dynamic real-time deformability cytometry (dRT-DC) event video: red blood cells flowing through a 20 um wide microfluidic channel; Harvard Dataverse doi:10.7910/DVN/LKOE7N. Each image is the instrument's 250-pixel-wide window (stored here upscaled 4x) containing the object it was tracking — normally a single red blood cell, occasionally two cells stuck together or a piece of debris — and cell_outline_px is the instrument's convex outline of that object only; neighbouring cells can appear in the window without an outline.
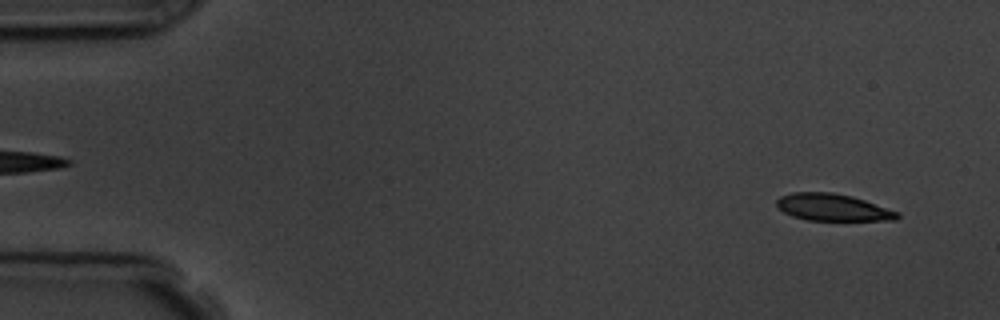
{"species": "common noctule bat (a hibernating species)", "species_latin": "Nyctalus noctula", "temperature_condition": "room temperature", "stored_images_in_passage": 5, "segment_of_instrument_passage": [2, 2], "camera_frame_rate_fps": 3000, "um_per_image_px": 0.085, "animal": {"sex": "male", "body_mass_g": 19.5, "forearm_length_mm": 54.6}, "frame": {"image": 1, "passage_image": 5, "time_ms": 5.333, "image_size_px": [1000, 320], "cell_outline_px": [[900, 216], [896, 220], [808, 220], [792, 216], [776, 208], [776, 200], [780, 196], [792, 192], [832, 192], [852, 196], [900, 212]], "centroid_in_image_um": [70.76, 17.62], "position_along_channel_um": 14.2, "area_um2": 19.07}}